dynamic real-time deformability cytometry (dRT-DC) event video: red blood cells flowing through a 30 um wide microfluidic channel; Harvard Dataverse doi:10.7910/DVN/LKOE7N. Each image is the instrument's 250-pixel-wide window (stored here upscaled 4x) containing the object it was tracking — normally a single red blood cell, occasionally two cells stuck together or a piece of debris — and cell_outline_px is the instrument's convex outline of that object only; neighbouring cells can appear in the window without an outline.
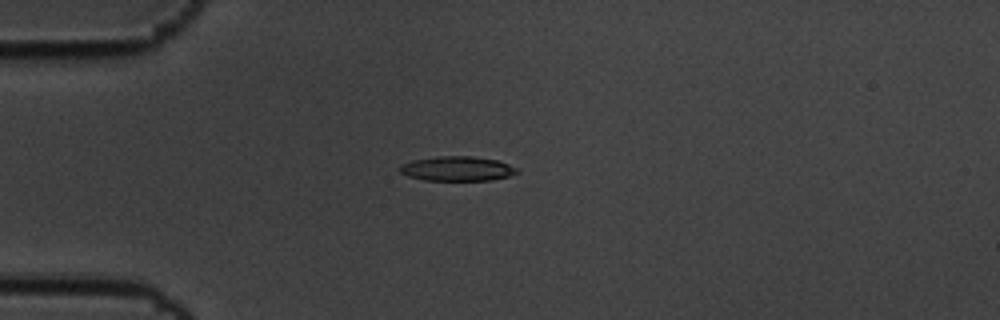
{"species": "common noctule bat (a hibernating species)", "species_latin": "Nyctalus noctula", "temperature_condition": "cold", "stored_images_in_passage": 9, "camera_frame_rate_fps": 3000, "um_per_image_px": 0.085, "animal": {"sex": "male", "body_mass_g": 19.5, "forearm_length_mm": 54.6}, "frame": {"image": 1, "passage_image": 3, "time_ms": 0.667, "image_size_px": [1000, 320], "cell_outline_px": [[520, 172], [508, 176], [492, 180], [424, 180], [408, 176], [400, 172], [400, 164], [412, 160], [440, 156], [472, 156], [496, 160], [508, 164], [516, 168]], "centroid_in_image_um": [38.85, 14.33], "position_along_channel_um": 46.2, "area_um2": 16.7}}
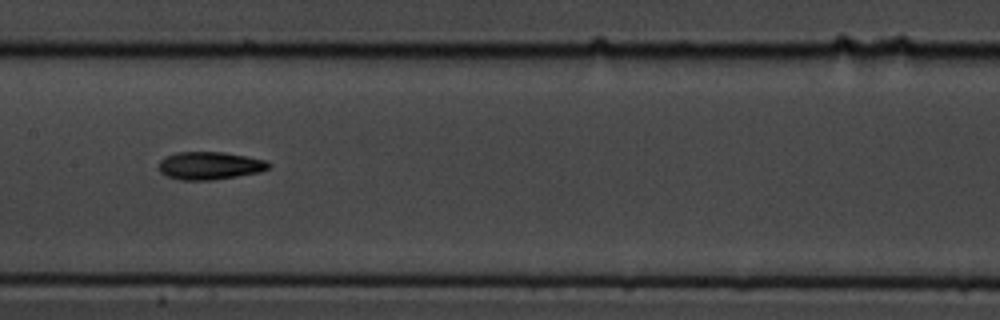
{"frame": {"image": 2, "passage_image": 7, "time_ms": 2.0, "image_size_px": [1000, 320], "cell_outline_px": [[272, 164], [268, 168], [260, 172], [212, 180], [180, 180], [164, 176], [160, 172], [160, 160], [168, 156], [180, 152], [224, 152], [264, 160]], "centroid_in_image_um": [17.82, 14.09], "position_along_channel_um": 189.6, "area_um2": 17.63}}
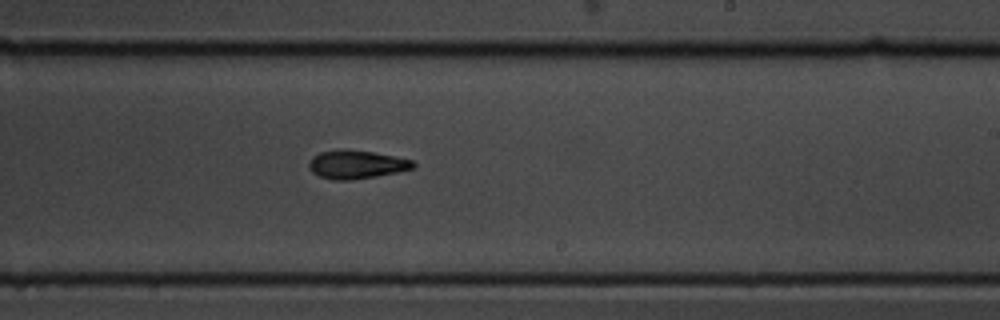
{"frame": {"image": 3, "passage_image": 9, "time_ms": 2.667, "image_size_px": [1000, 320], "cell_outline_px": [[416, 168], [376, 176], [348, 180], [332, 180], [320, 176], [312, 172], [308, 168], [308, 160], [312, 156], [320, 152], [340, 148], [344, 148], [372, 152], [396, 156], [412, 160], [416, 164]], "centroid_in_image_um": [30.27, 13.96], "position_along_channel_um": 258.7, "area_um2": 17.51}}